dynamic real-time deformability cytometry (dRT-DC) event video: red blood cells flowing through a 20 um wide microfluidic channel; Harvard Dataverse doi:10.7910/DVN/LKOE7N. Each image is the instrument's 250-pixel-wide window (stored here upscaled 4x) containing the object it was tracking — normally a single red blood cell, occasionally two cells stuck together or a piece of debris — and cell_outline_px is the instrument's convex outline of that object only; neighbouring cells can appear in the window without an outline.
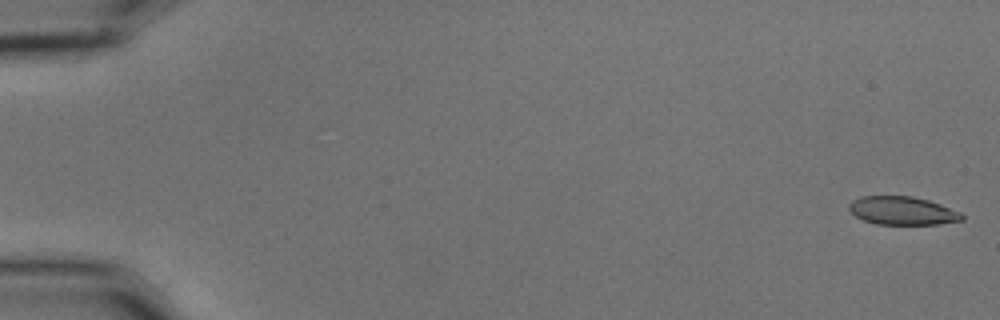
{"species": "common noctule bat (a hibernating species)", "species_latin": "Nyctalus noctula", "temperature_condition": "cold", "stored_images_in_passage": 10, "camera_frame_rate_fps": 3000, "um_per_image_px": 0.085, "animal": {"sex": "male", "body_mass_g": 15.6}, "frame": {"image": 1, "passage_image": 1, "time_ms": 0.0, "image_size_px": [1000, 320], "cell_outline_px": [[964, 220], [936, 224], [876, 224], [864, 220], [856, 216], [848, 208], [848, 204], [852, 200], [860, 196], [912, 196], [928, 200], [940, 204], [960, 212], [964, 216]], "centroid_in_image_um": [76.69, 17.9], "position_along_channel_um": 8.3, "area_um2": 18.55}}
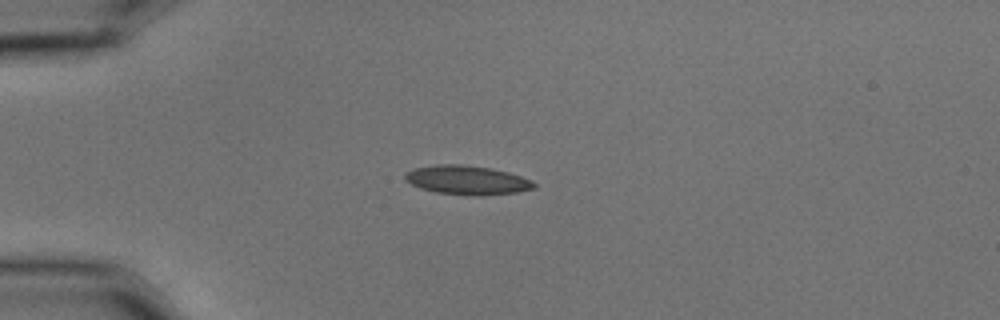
{"frame": {"image": 2, "passage_image": 5, "time_ms": 1.333, "image_size_px": [1000, 320], "cell_outline_px": [[536, 188], [516, 192], [480, 196], [436, 192], [420, 188], [404, 180], [404, 176], [412, 168], [436, 164], [460, 164], [492, 168], [508, 172], [532, 180], [536, 184]], "centroid_in_image_um": [39.7, 15.3], "position_along_channel_um": 45.3, "area_um2": 21.85}}
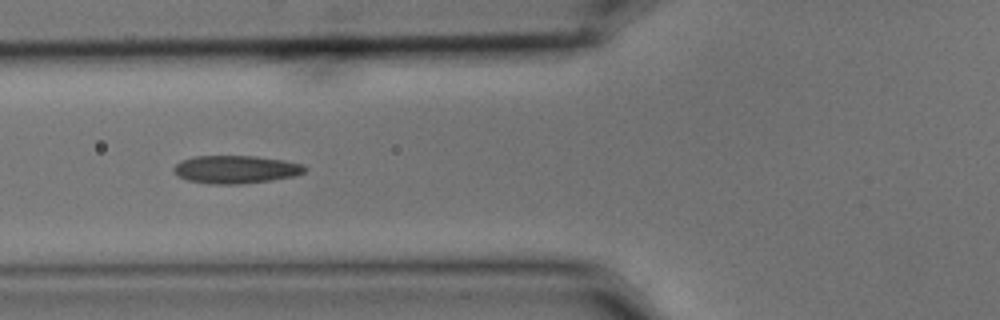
{"frame": {"image": 3, "passage_image": 7, "time_ms": 2.0, "image_size_px": [1000, 320], "cell_outline_px": [[308, 168], [304, 172], [296, 176], [272, 180], [240, 184], [212, 184], [188, 180], [180, 176], [172, 168], [180, 160], [192, 156], [256, 156], [284, 160], [304, 164]], "centroid_in_image_um": [20.08, 14.39], "position_along_channel_um": 105.7, "area_um2": 21.44}}